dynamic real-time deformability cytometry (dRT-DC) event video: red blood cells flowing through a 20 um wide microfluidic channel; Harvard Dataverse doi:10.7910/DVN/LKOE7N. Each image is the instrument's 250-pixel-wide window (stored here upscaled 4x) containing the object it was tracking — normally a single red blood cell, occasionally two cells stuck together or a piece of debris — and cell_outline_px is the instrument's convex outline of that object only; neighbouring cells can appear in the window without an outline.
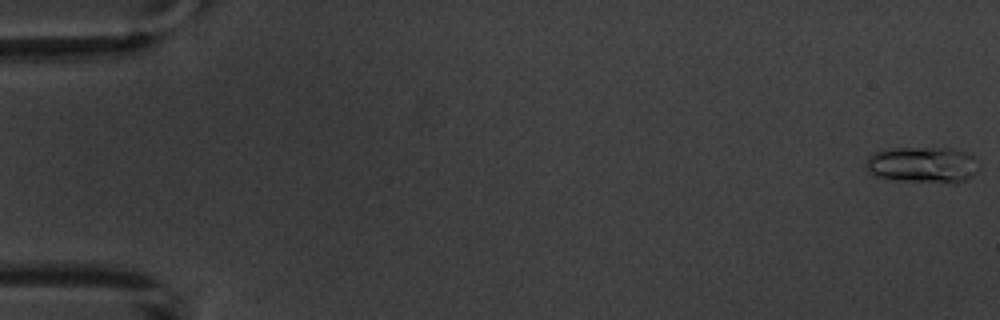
{"species": "common noctule bat (a hibernating species)", "species_latin": "Nyctalus noctula", "temperature_condition": "warm", "stored_images_in_passage": 8, "camera_frame_rate_fps": 3000, "um_per_image_px": 0.085, "animal": {"sex": "male", "body_mass_g": 20.1, "forearm_length_mm": 53.5}, "frame": {"image": 1, "passage_image": 1, "time_ms": 0.0, "image_size_px": [1000, 320], "cell_outline_px": [[980, 168], [968, 180], [956, 184], [944, 184], [892, 180], [872, 176], [868, 172], [864, 164], [868, 156], [876, 152], [892, 148], [952, 148], [968, 152], [976, 156]], "centroid_in_image_um": [78.47, 14.04], "position_along_channel_um": 6.5, "area_um2": 24.85}}
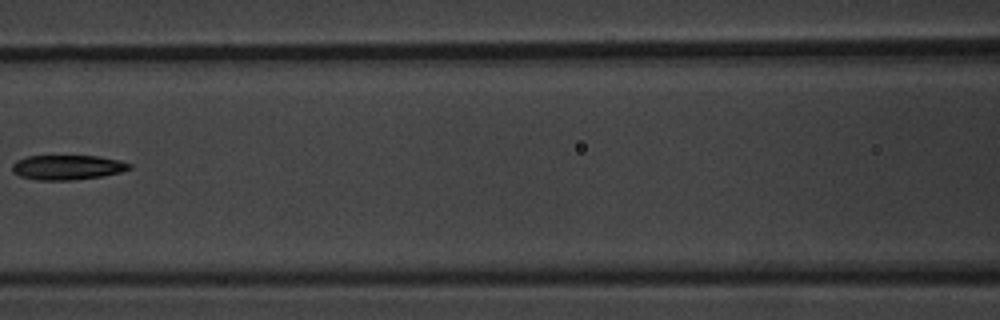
{"frame": {"image": 2, "passage_image": 7, "time_ms": 8.333, "image_size_px": [1000, 320], "cell_outline_px": [[132, 168], [120, 172], [100, 176], [72, 180], [36, 180], [20, 176], [12, 172], [12, 164], [16, 160], [28, 156], [100, 156], [120, 160], [132, 164]], "centroid_in_image_um": [5.72, 14.22], "position_along_channel_um": 160.9, "area_um2": 16.94}}
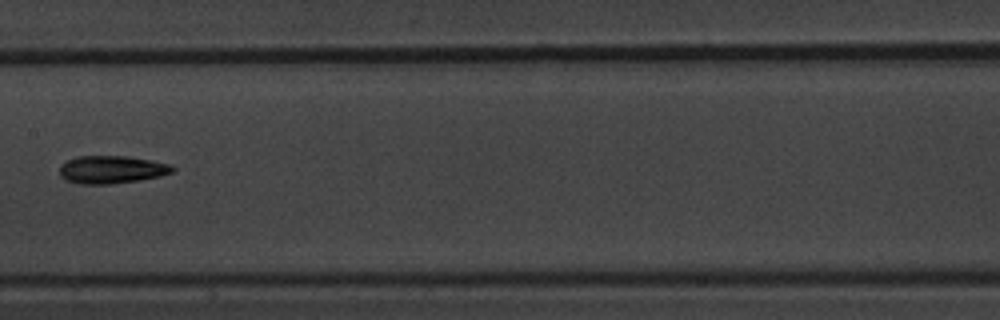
{"frame": {"image": 3, "passage_image": 8, "time_ms": 9.333, "image_size_px": [1000, 320], "cell_outline_px": [[176, 168], [172, 172], [160, 176], [140, 180], [108, 184], [80, 184], [64, 180], [60, 176], [60, 164], [68, 160], [80, 156], [128, 156], [152, 160], [172, 164]], "centroid_in_image_um": [9.5, 14.41], "position_along_channel_um": 197.9, "area_um2": 18.44}}